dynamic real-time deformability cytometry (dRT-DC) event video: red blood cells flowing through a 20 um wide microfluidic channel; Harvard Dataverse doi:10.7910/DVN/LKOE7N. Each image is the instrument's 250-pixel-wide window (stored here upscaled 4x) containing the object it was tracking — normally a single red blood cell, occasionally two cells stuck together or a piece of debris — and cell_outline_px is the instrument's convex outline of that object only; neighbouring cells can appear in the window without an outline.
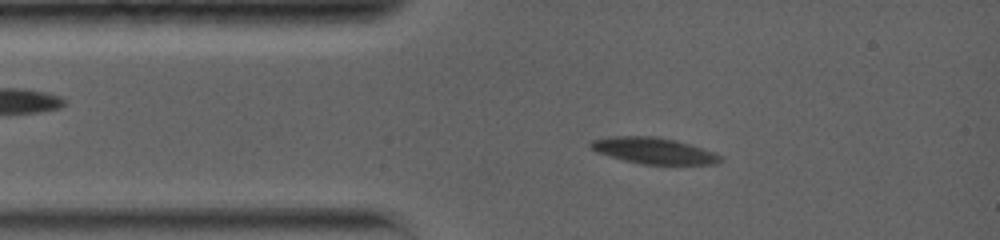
{"species": "common noctule bat (a hibernating species)", "species_latin": "Nyctalus noctula", "temperature_condition": "warm", "stored_images_in_passage": 32, "camera_frame_rate_fps": 5000, "um_per_image_px": 0.085, "animal": {"sex": "female", "body_mass_g": 19.0, "forearm_length_mm": 56.7}, "frame": {"image": 1, "passage_image": 4, "time_ms": 1.4, "image_size_px": [1000, 240], "cell_outline_px": [[724, 160], [716, 164], [640, 164], [624, 160], [596, 152], [588, 144], [592, 140], [612, 136], [656, 136], [676, 140], [716, 152], [724, 156]], "centroid_in_image_um": [55.62, 12.81], "position_along_channel_um": 29.4, "area_um2": 19.94}}
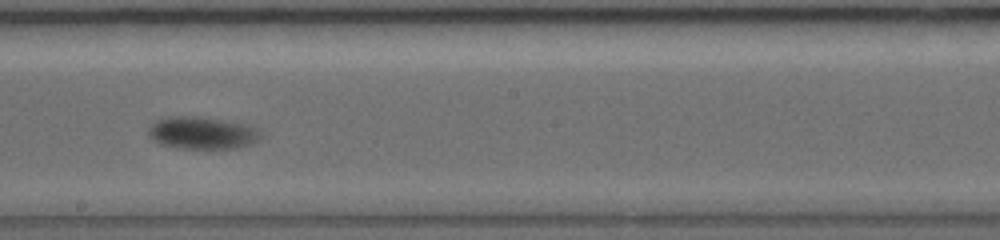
{"frame": {"image": 2, "passage_image": 17, "time_ms": 7.4, "image_size_px": [1000, 240], "cell_outline_px": [[264, 132], [256, 140], [248, 144], [236, 148], [180, 148], [160, 144], [152, 140], [148, 136], [148, 124], [156, 120], [168, 116], [200, 116], [224, 120], [244, 124], [256, 128]], "centroid_in_image_um": [17.11, 11.28], "position_along_channel_um": 231.1, "area_um2": 21.27}}
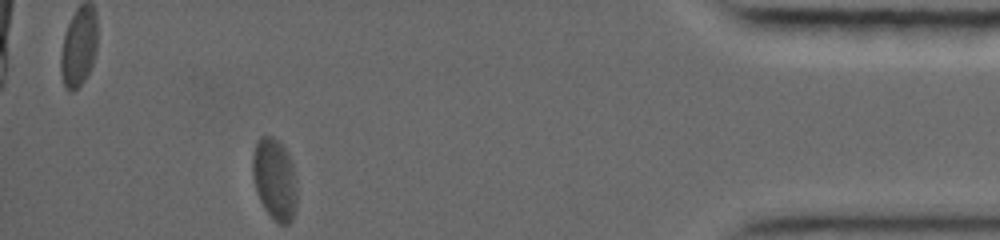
{"frame": {"image": 3, "passage_image": 32, "time_ms": 14.0, "image_size_px": [1000, 240], "cell_outline_px": [[296, 208], [292, 220], [288, 224], [280, 224], [264, 208], [256, 192], [252, 172], [252, 156], [256, 140], [260, 136], [272, 136], [280, 140], [288, 152], [292, 164], [296, 180]], "centroid_in_image_um": [23.34, 15.18], "position_along_channel_um": 411.9, "area_um2": 21.33}, "authors_computed_cell_mechanics": {"area_um2": 20.6635, "velocity_mm_per_s": 3.6444, "shape_relaxation_time_tau1_ms": 2.6494, "shape_relaxation_time_tau2_ms": null, "deformation_change_tau1": 0.1359, "deformation_change_tau2": null}}